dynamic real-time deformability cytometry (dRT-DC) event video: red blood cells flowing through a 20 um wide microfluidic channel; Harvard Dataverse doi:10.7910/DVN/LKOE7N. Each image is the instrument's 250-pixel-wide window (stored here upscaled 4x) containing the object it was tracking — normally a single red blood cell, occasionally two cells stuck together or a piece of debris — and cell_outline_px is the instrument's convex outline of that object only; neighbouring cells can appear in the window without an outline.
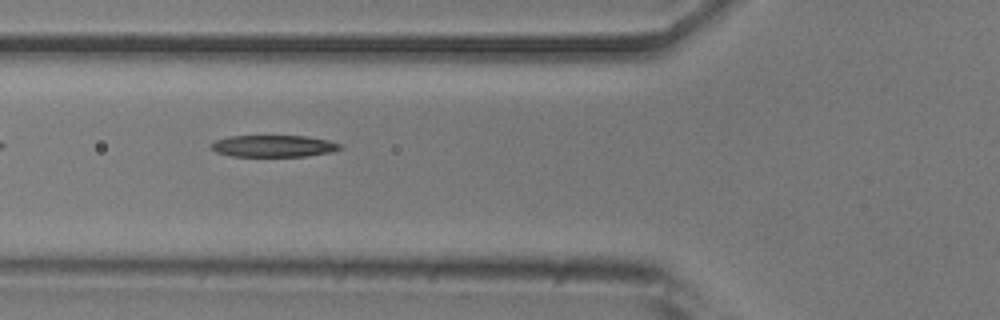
{"species": "common noctule bat (a hibernating species)", "species_latin": "Nyctalus noctula", "temperature_condition": "room temperature", "stored_images_in_passage": 7, "camera_frame_rate_fps": 3000, "um_per_image_px": 0.085, "animal": {"sex": "male", "body_mass_g": 20.5, "forearm_length_mm": 52.5}, "frame": {"image": 1, "passage_image": 6, "time_ms": 1.667, "image_size_px": [1000, 320], "cell_outline_px": [[344, 148], [332, 152], [308, 156], [232, 156], [216, 152], [208, 144], [216, 140], [228, 136], [308, 136], [328, 140], [340, 144]], "centroid_in_image_um": [23.27, 12.41], "position_along_channel_um": 102.5, "area_um2": 16.47}}
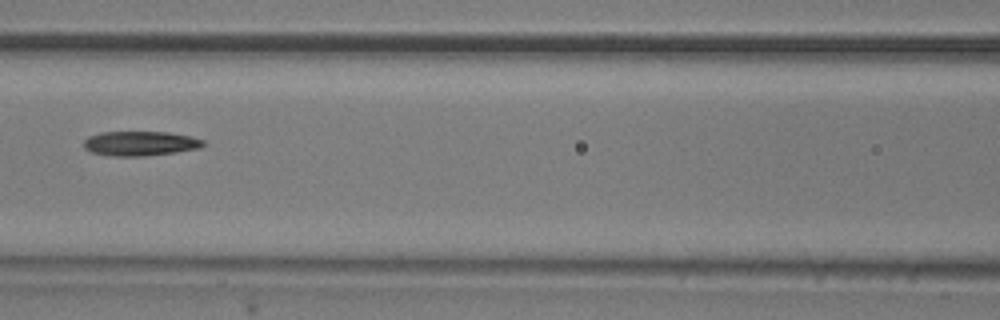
{"frame": {"image": 2, "passage_image": 7, "time_ms": 2.0, "image_size_px": [1000, 320], "cell_outline_px": [[204, 144], [200, 148], [144, 156], [112, 156], [92, 152], [84, 148], [84, 140], [88, 136], [100, 132], [168, 132], [192, 136], [204, 140]], "centroid_in_image_um": [11.9, 12.18], "position_along_channel_um": 154.7, "area_um2": 17.05}}